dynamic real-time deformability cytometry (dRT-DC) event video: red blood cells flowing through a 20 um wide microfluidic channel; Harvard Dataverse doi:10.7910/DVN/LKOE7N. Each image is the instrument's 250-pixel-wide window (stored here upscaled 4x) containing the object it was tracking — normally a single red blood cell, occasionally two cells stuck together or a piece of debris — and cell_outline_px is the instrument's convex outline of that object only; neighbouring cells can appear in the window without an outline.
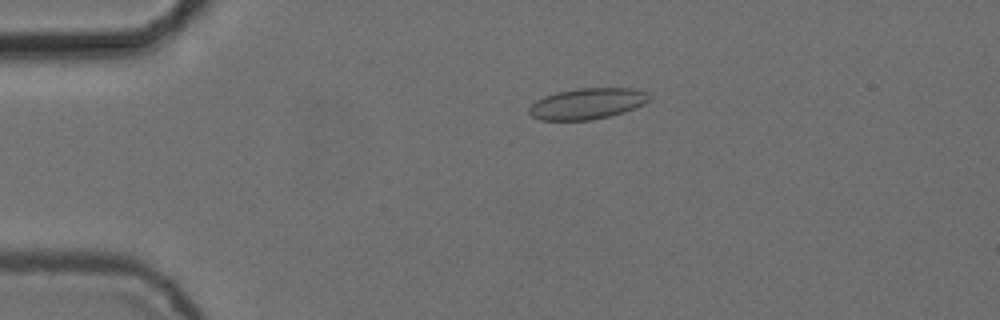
{"species": "common noctule bat (a hibernating species)", "species_latin": "Nyctalus noctula", "temperature_condition": "cold", "stored_images_in_passage": 4, "camera_frame_rate_fps": 3000, "um_per_image_px": 0.085, "animal": {"sex": "female", "body_mass_g": 24.6, "forearm_length_mm": 56.2}, "frame": {"image": 1, "passage_image": 1, "time_ms": 0.0, "image_size_px": [1000, 320], "cell_outline_px": [[652, 100], [644, 104], [624, 112], [592, 120], [540, 120], [532, 116], [528, 112], [528, 108], [536, 100], [544, 96], [556, 92], [576, 88], [636, 88], [648, 92], [652, 96]], "centroid_in_image_um": [49.95, 8.8], "position_along_channel_um": 35.0, "area_um2": 22.02}}
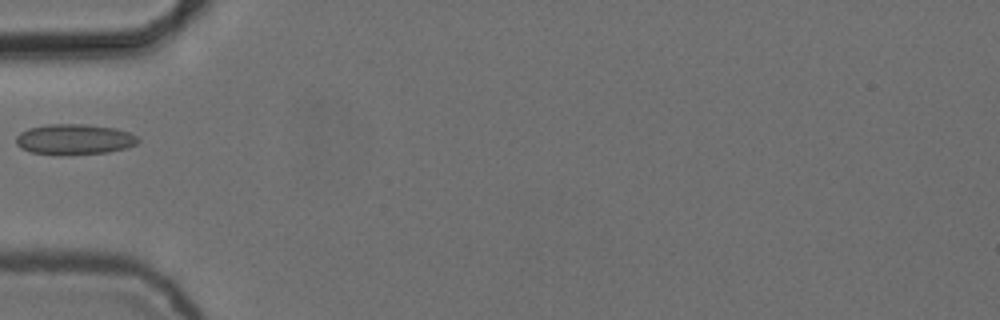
{"frame": {"image": 2, "passage_image": 3, "time_ms": 0.667, "image_size_px": [1000, 320], "cell_outline_px": [[140, 140], [136, 144], [124, 148], [108, 152], [60, 156], [56, 156], [32, 152], [20, 148], [16, 144], [16, 136], [20, 132], [28, 128], [48, 124], [84, 124], [116, 128], [128, 132], [136, 136]], "centroid_in_image_um": [6.28, 11.85], "position_along_channel_um": 78.7, "area_um2": 21.96}}
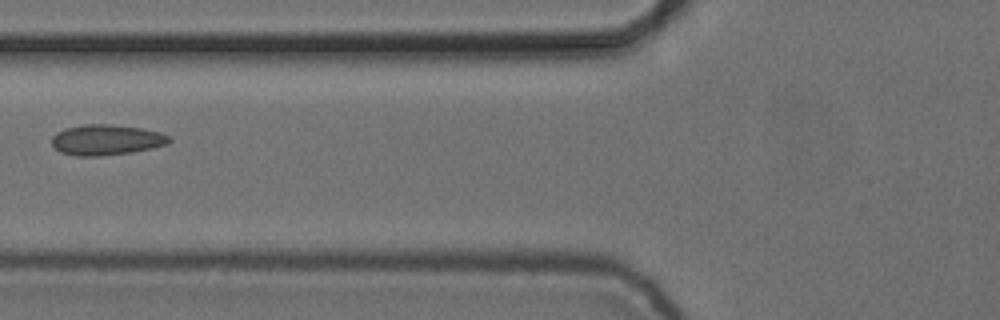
{"frame": {"image": 3, "passage_image": 4, "time_ms": 1.0, "image_size_px": [1000, 320], "cell_outline_px": [[172, 140], [168, 144], [152, 148], [132, 152], [100, 156], [76, 156], [60, 152], [52, 144], [52, 136], [56, 132], [64, 128], [84, 124], [112, 124], [140, 128], [160, 132], [168, 136]], "centroid_in_image_um": [9.03, 11.88], "position_along_channel_um": 116.8, "area_um2": 20.98}}